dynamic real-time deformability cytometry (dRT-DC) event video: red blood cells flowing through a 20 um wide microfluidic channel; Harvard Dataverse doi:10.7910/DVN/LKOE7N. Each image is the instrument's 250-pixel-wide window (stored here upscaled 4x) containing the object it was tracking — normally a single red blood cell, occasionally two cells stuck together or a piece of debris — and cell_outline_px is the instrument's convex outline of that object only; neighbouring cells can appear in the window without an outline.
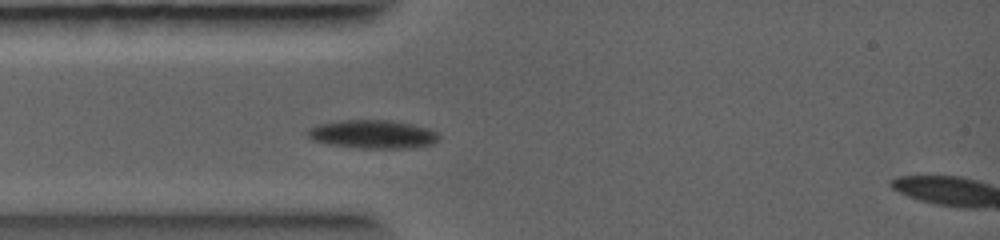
{"species": "common noctule bat (a hibernating species)", "species_latin": "Nyctalus noctula", "temperature_condition": "warm", "stored_images_in_passage": 4, "segment_of_instrument_passage": [1, 2], "camera_frame_rate_fps": 5000, "um_per_image_px": 0.085, "animal": {"sex": "female", "body_mass_g": 19.0, "forearm_length_mm": 56.7}, "frame": {"image": 1, "passage_image": 3, "time_ms": 1.4, "image_size_px": [1000, 240], "cell_outline_px": [[440, 136], [432, 144], [412, 148], [360, 148], [328, 144], [312, 140], [304, 132], [308, 128], [316, 124], [340, 120], [392, 120], [412, 124], [428, 128], [436, 132]], "centroid_in_image_um": [31.63, 11.4], "position_along_channel_um": 53.4, "area_um2": 21.96}}